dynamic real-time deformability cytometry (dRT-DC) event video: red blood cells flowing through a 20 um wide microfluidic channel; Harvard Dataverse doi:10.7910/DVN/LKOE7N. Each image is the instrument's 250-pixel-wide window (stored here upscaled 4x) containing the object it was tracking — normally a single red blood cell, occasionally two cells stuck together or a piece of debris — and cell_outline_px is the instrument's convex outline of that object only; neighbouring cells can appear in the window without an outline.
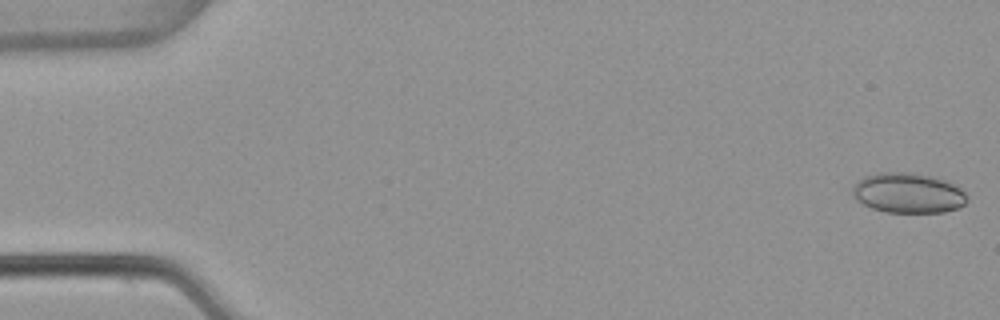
{"species": "common noctule bat (a hibernating species)", "species_latin": "Nyctalus noctula", "temperature_condition": "warm", "stored_images_in_passage": 5, "camera_frame_rate_fps": 3000, "um_per_image_px": 0.085, "animal": {"sex": "female", "body_mass_g": 22.7, "forearm_length_mm": 54.2}, "frame": {"image": 1, "passage_image": 1, "time_ms": 0.0, "image_size_px": [1000, 320], "cell_outline_px": [[968, 200], [964, 204], [956, 208], [944, 212], [888, 212], [872, 208], [856, 200], [852, 192], [852, 188], [856, 180], [864, 176], [880, 172], [912, 172], [932, 176], [944, 180], [960, 188], [968, 196]], "centroid_in_image_um": [77.16, 16.39], "position_along_channel_um": 7.8, "area_um2": 26.82}}
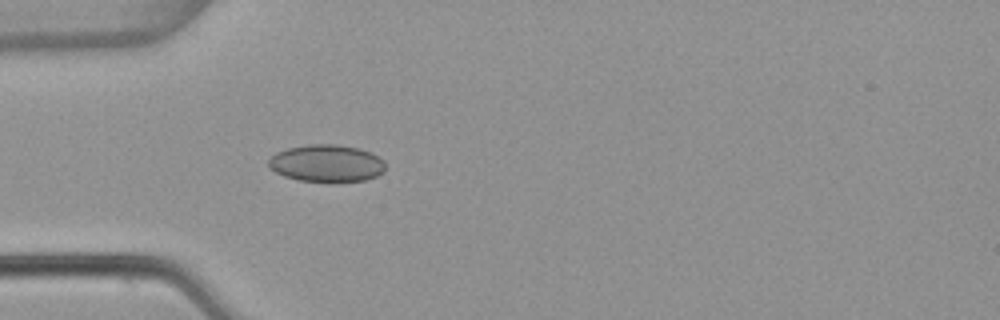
{"frame": {"image": 2, "passage_image": 5, "time_ms": 1.333, "image_size_px": [1000, 320], "cell_outline_px": [[384, 172], [376, 176], [364, 180], [332, 184], [300, 180], [284, 176], [268, 168], [268, 160], [276, 152], [288, 148], [308, 144], [336, 144], [360, 148], [372, 152], [384, 160]], "centroid_in_image_um": [27.77, 13.9], "position_along_channel_um": 57.2, "area_um2": 26.01}}